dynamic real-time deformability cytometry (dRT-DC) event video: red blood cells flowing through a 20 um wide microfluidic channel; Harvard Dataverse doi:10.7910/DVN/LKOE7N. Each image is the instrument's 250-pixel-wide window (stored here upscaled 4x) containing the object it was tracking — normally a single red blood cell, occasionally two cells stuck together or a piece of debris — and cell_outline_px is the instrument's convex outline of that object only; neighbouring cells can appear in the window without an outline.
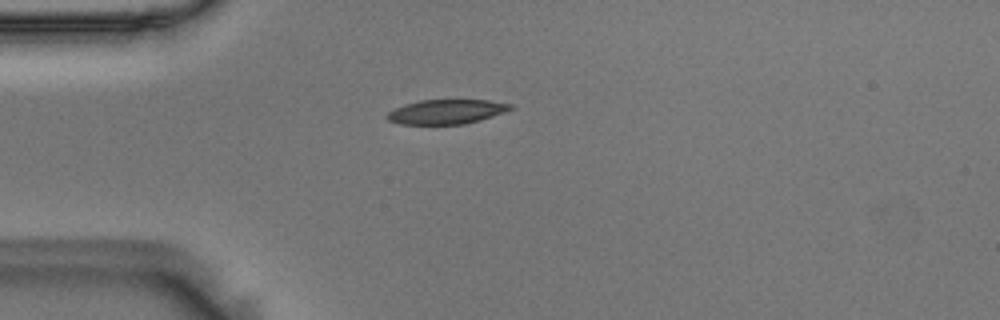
{"species": "Egyptian fruit bat (a non-hibernating species)", "species_latin": "Rousettus aegyptiacus", "temperature_condition": "room temperature", "stored_images_in_passage": 42, "camera_frame_rate_fps": 3000, "um_per_image_px": 0.085, "animal": {"sex": "male"}, "frame": {"image": 1, "passage_image": 1, "time_ms": 0.0, "image_size_px": [1000, 320], "cell_outline_px": [[516, 108], [480, 120], [464, 124], [400, 124], [388, 120], [384, 116], [388, 112], [404, 104], [420, 100], [488, 100], [512, 104]], "centroid_in_image_um": [37.95, 9.49], "position_along_channel_um": 47.0, "area_um2": 17.63}}
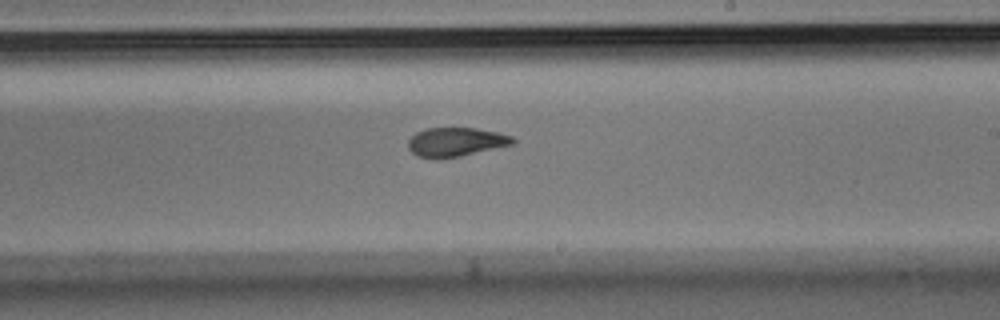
{"frame": {"image": 2, "passage_image": 19, "time_ms": 6.0, "image_size_px": [1000, 320], "cell_outline_px": [[516, 140], [512, 144], [460, 156], [436, 160], [416, 156], [408, 148], [408, 140], [416, 132], [428, 128], [476, 128], [496, 132], [512, 136]], "centroid_in_image_um": [38.69, 12.08], "position_along_channel_um": 250.3, "area_um2": 17.69}}
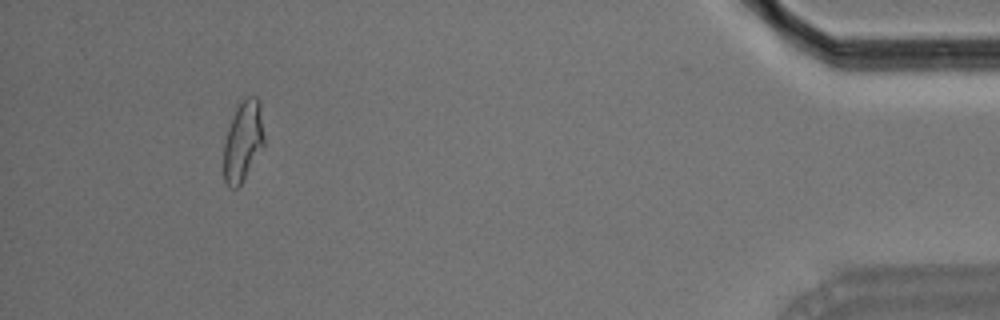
{"frame": {"image": 3, "passage_image": 38, "time_ms": 12.333, "image_size_px": [1000, 320], "cell_outline_px": [[264, 144], [240, 184], [236, 188], [232, 188], [224, 180], [224, 144], [228, 128], [236, 108], [248, 96], [256, 96], [260, 100], [264, 136]], "centroid_in_image_um": [20.66, 11.96], "position_along_channel_um": 414.5, "area_um2": 18.5}, "authors_computed_cell_mechanics": {"area_um2": 18.496, "velocity_mm_per_s": 3.6198, "shape_relaxation_time_tau1_ms": 7.4417, "shape_relaxation_time_tau2_ms": 2.3694, "deformation_change_tau1": 0.2052, "deformation_change_tau2": 0.086}}